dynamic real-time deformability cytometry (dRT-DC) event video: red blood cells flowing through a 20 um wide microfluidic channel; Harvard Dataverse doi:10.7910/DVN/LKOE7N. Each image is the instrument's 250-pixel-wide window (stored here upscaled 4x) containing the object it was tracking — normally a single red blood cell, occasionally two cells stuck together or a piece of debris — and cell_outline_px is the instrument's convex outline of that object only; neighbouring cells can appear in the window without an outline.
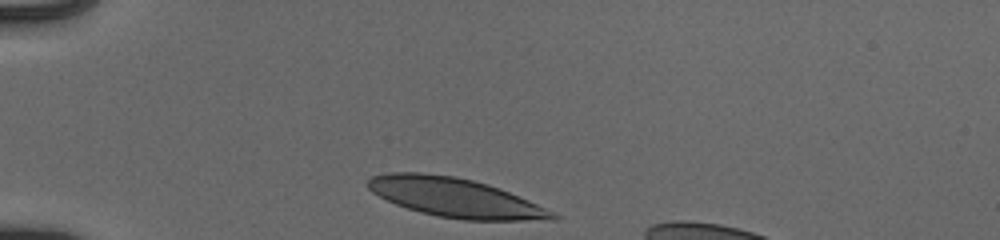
{"species": "human", "species_latin": "Homo sapiens", "temperature_condition": "cold", "stored_images_in_passage": 32, "camera_frame_rate_fps": 3000, "um_per_image_px": 0.085, "donor": {"sex": "male"}, "frame": {"image": 1, "passage_image": 1, "time_ms": 0.0, "image_size_px": [1000, 240], "cell_outline_px": [[560, 216], [556, 220], [460, 220], [436, 216], [420, 212], [396, 204], [372, 192], [364, 184], [372, 176], [388, 172], [420, 172], [452, 176], [472, 180], [488, 184], [500, 188], [528, 200]], "centroid_in_image_um": [38.66, 16.79], "position_along_channel_um": 46.3, "area_um2": 41.96}}
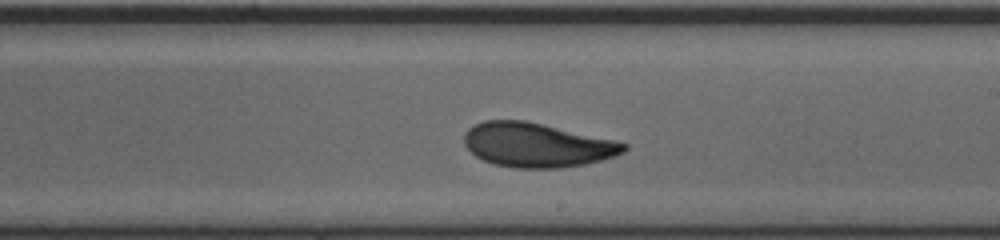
{"frame": {"image": 2, "passage_image": 19, "time_ms": 6.0, "image_size_px": [1000, 240], "cell_outline_px": [[628, 148], [624, 152], [616, 156], [584, 164], [564, 168], [512, 168], [492, 164], [476, 156], [464, 144], [464, 132], [468, 128], [484, 120], [524, 120], [612, 140], [628, 144]], "centroid_in_image_um": [45.6, 12.34], "position_along_channel_um": 243.4, "area_um2": 40.98}}
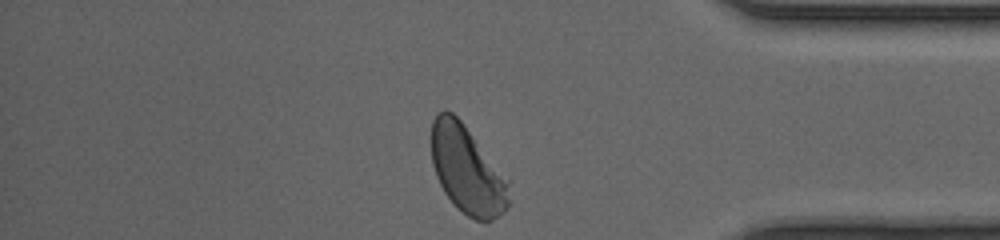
{"frame": {"image": 3, "passage_image": 32, "time_ms": 10.333, "image_size_px": [1000, 240], "cell_outline_px": [[508, 204], [504, 212], [492, 220], [476, 220], [468, 216], [456, 208], [444, 192], [436, 176], [432, 164], [432, 120], [440, 112], [452, 112], [460, 120], [508, 180]], "centroid_in_image_um": [39.68, 14.47], "position_along_channel_um": 395.5, "area_um2": 38.9}, "authors_computed_cell_mechanics": {"area_um2": 41.5293, "velocity_mm_per_s": 3.9097, "shape_relaxation_time_tau1_ms": 3.1318, "shape_relaxation_time_tau2_ms": 1.5237, "deformation_change_tau1": 0.1469, "deformation_change_tau2": 0.0636}}